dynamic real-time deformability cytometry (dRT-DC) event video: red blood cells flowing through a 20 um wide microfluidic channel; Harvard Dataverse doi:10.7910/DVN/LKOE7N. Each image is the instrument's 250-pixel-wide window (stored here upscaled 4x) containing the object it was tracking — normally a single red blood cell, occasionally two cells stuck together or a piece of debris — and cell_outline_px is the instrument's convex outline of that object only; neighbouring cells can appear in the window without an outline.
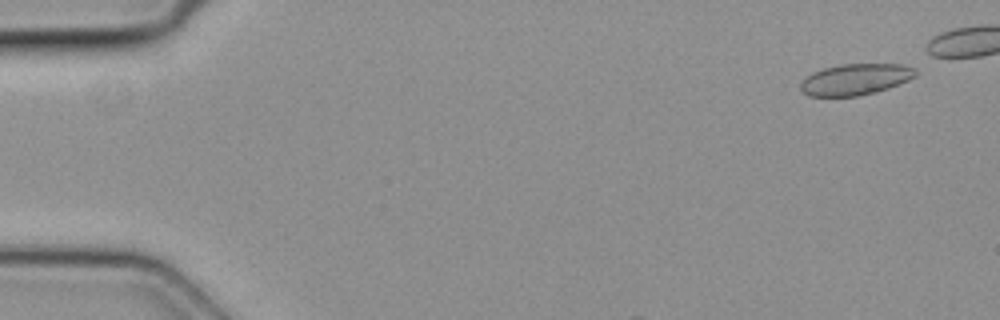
{"species": "common noctule bat (a hibernating species)", "species_latin": "Nyctalus noctula", "temperature_condition": "cold", "stored_images_in_passage": 4, "segment_of_instrument_passage": [2, 2], "camera_frame_rate_fps": 3000, "um_per_image_px": 0.085, "animal": {"sex": "female", "body_mass_g": 19.3, "forearm_length_mm": 54.1}, "frame": {"image": 1, "passage_image": 4, "time_ms": 1.0, "image_size_px": [1000, 320], "cell_outline_px": [[916, 76], [908, 80], [888, 88], [876, 92], [860, 96], [808, 96], [800, 88], [800, 84], [804, 76], [812, 72], [824, 68], [840, 64], [900, 64], [916, 68]], "centroid_in_image_um": [72.69, 6.74], "position_along_channel_um": 12.3, "area_um2": 21.04}}